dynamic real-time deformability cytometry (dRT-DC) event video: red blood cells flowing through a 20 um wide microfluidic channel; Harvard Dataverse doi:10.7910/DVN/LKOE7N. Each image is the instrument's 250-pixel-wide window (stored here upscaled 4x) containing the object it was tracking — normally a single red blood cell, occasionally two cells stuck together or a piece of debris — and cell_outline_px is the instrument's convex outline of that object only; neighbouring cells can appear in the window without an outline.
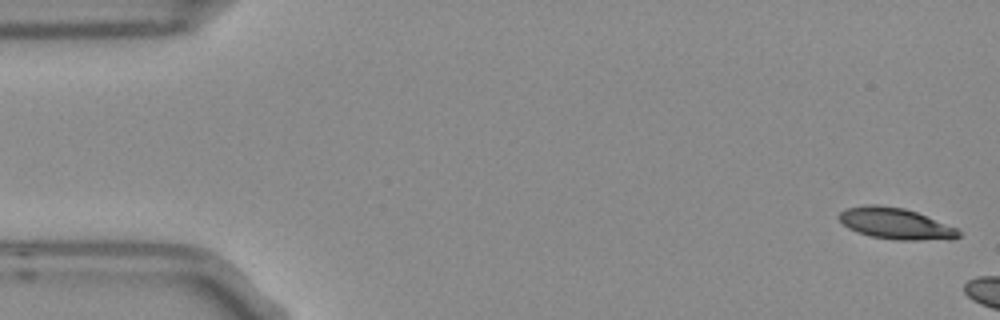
{"species": "Egyptian fruit bat (a non-hibernating species)", "species_latin": "Rousettus aegyptiacus", "temperature_condition": "room temperature", "stored_images_in_passage": 3, "camera_frame_rate_fps": 3000, "um_per_image_px": 0.085, "frame": {"image": 1, "passage_image": 1, "time_ms": 0.0, "image_size_px": [1000, 320], "cell_outline_px": [[960, 236], [952, 240], [896, 240], [872, 236], [856, 232], [848, 228], [836, 216], [840, 212], [848, 208], [864, 204], [880, 204], [904, 208], [916, 212], [956, 228], [960, 232]], "centroid_in_image_um": [76.11, 19.0], "position_along_channel_um": 8.9, "area_um2": 21.85}}